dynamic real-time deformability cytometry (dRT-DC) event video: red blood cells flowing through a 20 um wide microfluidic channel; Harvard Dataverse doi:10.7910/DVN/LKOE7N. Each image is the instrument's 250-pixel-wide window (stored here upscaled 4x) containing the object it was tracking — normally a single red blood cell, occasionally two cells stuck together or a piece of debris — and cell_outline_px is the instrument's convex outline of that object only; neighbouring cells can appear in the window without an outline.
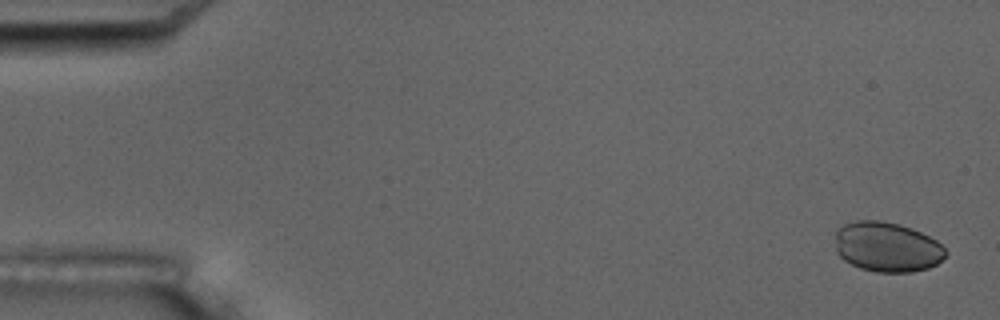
{"species": "common noctule bat (a hibernating species)", "species_latin": "Nyctalus noctula", "temperature_condition": "room temperature", "stored_images_in_passage": 6, "camera_frame_rate_fps": 3000, "um_per_image_px": 0.085, "animal": {"sex": "male", "body_mass_g": 17.5, "forearm_length_mm": 52.3}, "frame": {"image": 1, "passage_image": 1, "time_ms": 0.0, "image_size_px": [1000, 320], "cell_outline_px": [[948, 252], [936, 264], [928, 268], [912, 272], [876, 272], [860, 268], [844, 260], [836, 252], [836, 228], [844, 224], [856, 220], [880, 220], [900, 224], [912, 228], [936, 240]], "centroid_in_image_um": [75.38, 20.98], "position_along_channel_um": 9.6, "area_um2": 32.19}}